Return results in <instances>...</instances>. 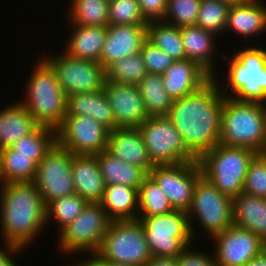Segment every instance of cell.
Returning <instances> with one entry per match:
<instances>
[{"label": "cell", "mask_w": 266, "mask_h": 266, "mask_svg": "<svg viewBox=\"0 0 266 266\" xmlns=\"http://www.w3.org/2000/svg\"><path fill=\"white\" fill-rule=\"evenodd\" d=\"M115 118V128H138L149 117L137 85L106 81L104 85Z\"/></svg>", "instance_id": "e0dca14e"}, {"label": "cell", "mask_w": 266, "mask_h": 266, "mask_svg": "<svg viewBox=\"0 0 266 266\" xmlns=\"http://www.w3.org/2000/svg\"><path fill=\"white\" fill-rule=\"evenodd\" d=\"M225 31L244 36L246 40L263 35L266 31V5L261 0H250L241 5L230 6Z\"/></svg>", "instance_id": "603a6c76"}, {"label": "cell", "mask_w": 266, "mask_h": 266, "mask_svg": "<svg viewBox=\"0 0 266 266\" xmlns=\"http://www.w3.org/2000/svg\"><path fill=\"white\" fill-rule=\"evenodd\" d=\"M175 210L158 184L148 175L139 188L138 217H151Z\"/></svg>", "instance_id": "836d02e7"}, {"label": "cell", "mask_w": 266, "mask_h": 266, "mask_svg": "<svg viewBox=\"0 0 266 266\" xmlns=\"http://www.w3.org/2000/svg\"><path fill=\"white\" fill-rule=\"evenodd\" d=\"M12 104L0 111V150L12 146L39 126L19 101Z\"/></svg>", "instance_id": "83f0119b"}, {"label": "cell", "mask_w": 266, "mask_h": 266, "mask_svg": "<svg viewBox=\"0 0 266 266\" xmlns=\"http://www.w3.org/2000/svg\"><path fill=\"white\" fill-rule=\"evenodd\" d=\"M138 130L154 166L197 161L167 116L147 117Z\"/></svg>", "instance_id": "30bf717a"}, {"label": "cell", "mask_w": 266, "mask_h": 266, "mask_svg": "<svg viewBox=\"0 0 266 266\" xmlns=\"http://www.w3.org/2000/svg\"><path fill=\"white\" fill-rule=\"evenodd\" d=\"M71 172L75 194L88 203H100L106 183L99 168L97 155H74Z\"/></svg>", "instance_id": "44dd1931"}, {"label": "cell", "mask_w": 266, "mask_h": 266, "mask_svg": "<svg viewBox=\"0 0 266 266\" xmlns=\"http://www.w3.org/2000/svg\"><path fill=\"white\" fill-rule=\"evenodd\" d=\"M36 63L24 87L25 99L19 102L39 126L57 130L66 116L67 96L51 66L43 58Z\"/></svg>", "instance_id": "277c9868"}, {"label": "cell", "mask_w": 266, "mask_h": 266, "mask_svg": "<svg viewBox=\"0 0 266 266\" xmlns=\"http://www.w3.org/2000/svg\"><path fill=\"white\" fill-rule=\"evenodd\" d=\"M5 245V248H0V266H18L17 263H15L13 260V256H16L17 253H21L24 250V248L16 246L14 244H10L7 242H3ZM3 249V250H2Z\"/></svg>", "instance_id": "f6af8a7d"}, {"label": "cell", "mask_w": 266, "mask_h": 266, "mask_svg": "<svg viewBox=\"0 0 266 266\" xmlns=\"http://www.w3.org/2000/svg\"><path fill=\"white\" fill-rule=\"evenodd\" d=\"M221 1L229 6H235V5L244 4L246 2H249L250 0H221Z\"/></svg>", "instance_id": "681fc988"}, {"label": "cell", "mask_w": 266, "mask_h": 266, "mask_svg": "<svg viewBox=\"0 0 266 266\" xmlns=\"http://www.w3.org/2000/svg\"><path fill=\"white\" fill-rule=\"evenodd\" d=\"M147 73L140 52L114 61L105 68L106 81L116 83L138 85Z\"/></svg>", "instance_id": "d590c367"}, {"label": "cell", "mask_w": 266, "mask_h": 266, "mask_svg": "<svg viewBox=\"0 0 266 266\" xmlns=\"http://www.w3.org/2000/svg\"><path fill=\"white\" fill-rule=\"evenodd\" d=\"M168 197L175 210L187 212L190 208L194 187L202 175L197 161L176 165L154 166L148 174Z\"/></svg>", "instance_id": "9a60e30c"}, {"label": "cell", "mask_w": 266, "mask_h": 266, "mask_svg": "<svg viewBox=\"0 0 266 266\" xmlns=\"http://www.w3.org/2000/svg\"><path fill=\"white\" fill-rule=\"evenodd\" d=\"M73 156L56 142L39 162L34 183L45 205L54 199L75 194L71 172Z\"/></svg>", "instance_id": "4fadbf2b"}, {"label": "cell", "mask_w": 266, "mask_h": 266, "mask_svg": "<svg viewBox=\"0 0 266 266\" xmlns=\"http://www.w3.org/2000/svg\"><path fill=\"white\" fill-rule=\"evenodd\" d=\"M111 222L100 203H88L82 213L58 233L60 251L67 255L79 252L95 254Z\"/></svg>", "instance_id": "8fae6325"}, {"label": "cell", "mask_w": 266, "mask_h": 266, "mask_svg": "<svg viewBox=\"0 0 266 266\" xmlns=\"http://www.w3.org/2000/svg\"><path fill=\"white\" fill-rule=\"evenodd\" d=\"M95 254L103 261L132 266H145L152 257L138 219L112 221Z\"/></svg>", "instance_id": "52a82bcc"}, {"label": "cell", "mask_w": 266, "mask_h": 266, "mask_svg": "<svg viewBox=\"0 0 266 266\" xmlns=\"http://www.w3.org/2000/svg\"><path fill=\"white\" fill-rule=\"evenodd\" d=\"M217 79L211 77L196 91L173 100L167 115L197 159L219 143L224 95Z\"/></svg>", "instance_id": "6da1fadb"}, {"label": "cell", "mask_w": 266, "mask_h": 266, "mask_svg": "<svg viewBox=\"0 0 266 266\" xmlns=\"http://www.w3.org/2000/svg\"><path fill=\"white\" fill-rule=\"evenodd\" d=\"M229 8L221 0H201L196 26L220 37L225 32Z\"/></svg>", "instance_id": "8d00e7d4"}, {"label": "cell", "mask_w": 266, "mask_h": 266, "mask_svg": "<svg viewBox=\"0 0 266 266\" xmlns=\"http://www.w3.org/2000/svg\"><path fill=\"white\" fill-rule=\"evenodd\" d=\"M137 86L149 117L169 114L173 99L163 86L161 74L147 73Z\"/></svg>", "instance_id": "4dcf8cb0"}, {"label": "cell", "mask_w": 266, "mask_h": 266, "mask_svg": "<svg viewBox=\"0 0 266 266\" xmlns=\"http://www.w3.org/2000/svg\"><path fill=\"white\" fill-rule=\"evenodd\" d=\"M216 266H243L265 248L259 236L250 230L232 225L212 237Z\"/></svg>", "instance_id": "2e32d148"}, {"label": "cell", "mask_w": 266, "mask_h": 266, "mask_svg": "<svg viewBox=\"0 0 266 266\" xmlns=\"http://www.w3.org/2000/svg\"><path fill=\"white\" fill-rule=\"evenodd\" d=\"M257 154L249 148L218 143L197 160L202 175L221 193L233 198L243 192L249 164Z\"/></svg>", "instance_id": "8992f818"}, {"label": "cell", "mask_w": 266, "mask_h": 266, "mask_svg": "<svg viewBox=\"0 0 266 266\" xmlns=\"http://www.w3.org/2000/svg\"><path fill=\"white\" fill-rule=\"evenodd\" d=\"M87 204L78 194L54 199L46 205V224L54 220L58 223L60 233L82 213Z\"/></svg>", "instance_id": "e575fe53"}, {"label": "cell", "mask_w": 266, "mask_h": 266, "mask_svg": "<svg viewBox=\"0 0 266 266\" xmlns=\"http://www.w3.org/2000/svg\"><path fill=\"white\" fill-rule=\"evenodd\" d=\"M148 24L138 0H109L108 25Z\"/></svg>", "instance_id": "ab89813d"}, {"label": "cell", "mask_w": 266, "mask_h": 266, "mask_svg": "<svg viewBox=\"0 0 266 266\" xmlns=\"http://www.w3.org/2000/svg\"><path fill=\"white\" fill-rule=\"evenodd\" d=\"M152 256L178 257L192 244L187 212L173 210L151 217H138Z\"/></svg>", "instance_id": "ba28073f"}, {"label": "cell", "mask_w": 266, "mask_h": 266, "mask_svg": "<svg viewBox=\"0 0 266 266\" xmlns=\"http://www.w3.org/2000/svg\"><path fill=\"white\" fill-rule=\"evenodd\" d=\"M243 192L266 198V153L257 154L250 162Z\"/></svg>", "instance_id": "60d3db41"}, {"label": "cell", "mask_w": 266, "mask_h": 266, "mask_svg": "<svg viewBox=\"0 0 266 266\" xmlns=\"http://www.w3.org/2000/svg\"><path fill=\"white\" fill-rule=\"evenodd\" d=\"M210 78L203 68L189 59L174 61L162 74L163 86L173 100L196 91Z\"/></svg>", "instance_id": "ffe728a7"}, {"label": "cell", "mask_w": 266, "mask_h": 266, "mask_svg": "<svg viewBox=\"0 0 266 266\" xmlns=\"http://www.w3.org/2000/svg\"><path fill=\"white\" fill-rule=\"evenodd\" d=\"M145 266H178L177 257L152 256Z\"/></svg>", "instance_id": "7dc6e473"}, {"label": "cell", "mask_w": 266, "mask_h": 266, "mask_svg": "<svg viewBox=\"0 0 266 266\" xmlns=\"http://www.w3.org/2000/svg\"><path fill=\"white\" fill-rule=\"evenodd\" d=\"M72 25L70 36L65 44L68 56L100 63V55L107 34V26ZM74 29V30H73Z\"/></svg>", "instance_id": "484cf974"}, {"label": "cell", "mask_w": 266, "mask_h": 266, "mask_svg": "<svg viewBox=\"0 0 266 266\" xmlns=\"http://www.w3.org/2000/svg\"><path fill=\"white\" fill-rule=\"evenodd\" d=\"M97 161L106 185L121 184L139 189L148 176L142 168L119 160L107 149L97 154Z\"/></svg>", "instance_id": "f546056e"}, {"label": "cell", "mask_w": 266, "mask_h": 266, "mask_svg": "<svg viewBox=\"0 0 266 266\" xmlns=\"http://www.w3.org/2000/svg\"><path fill=\"white\" fill-rule=\"evenodd\" d=\"M246 45L248 47L240 48V51L233 53L234 56L229 59L226 76L228 86L220 85V89L224 97L265 104L266 48L251 46L249 43Z\"/></svg>", "instance_id": "5b68a950"}, {"label": "cell", "mask_w": 266, "mask_h": 266, "mask_svg": "<svg viewBox=\"0 0 266 266\" xmlns=\"http://www.w3.org/2000/svg\"><path fill=\"white\" fill-rule=\"evenodd\" d=\"M201 0H168L164 22L179 28L196 25Z\"/></svg>", "instance_id": "f35d334b"}, {"label": "cell", "mask_w": 266, "mask_h": 266, "mask_svg": "<svg viewBox=\"0 0 266 266\" xmlns=\"http://www.w3.org/2000/svg\"><path fill=\"white\" fill-rule=\"evenodd\" d=\"M140 54L148 73L162 75L175 61L148 40L143 43Z\"/></svg>", "instance_id": "b9f144b4"}, {"label": "cell", "mask_w": 266, "mask_h": 266, "mask_svg": "<svg viewBox=\"0 0 266 266\" xmlns=\"http://www.w3.org/2000/svg\"><path fill=\"white\" fill-rule=\"evenodd\" d=\"M168 0H138L143 18L149 23L163 21Z\"/></svg>", "instance_id": "ee69618b"}, {"label": "cell", "mask_w": 266, "mask_h": 266, "mask_svg": "<svg viewBox=\"0 0 266 266\" xmlns=\"http://www.w3.org/2000/svg\"><path fill=\"white\" fill-rule=\"evenodd\" d=\"M233 225L250 230L266 242V198L242 192L232 198Z\"/></svg>", "instance_id": "d4e9b609"}, {"label": "cell", "mask_w": 266, "mask_h": 266, "mask_svg": "<svg viewBox=\"0 0 266 266\" xmlns=\"http://www.w3.org/2000/svg\"><path fill=\"white\" fill-rule=\"evenodd\" d=\"M57 142L56 130L46 126H38L32 133L20 138L12 146L17 154L46 155Z\"/></svg>", "instance_id": "74e56055"}, {"label": "cell", "mask_w": 266, "mask_h": 266, "mask_svg": "<svg viewBox=\"0 0 266 266\" xmlns=\"http://www.w3.org/2000/svg\"><path fill=\"white\" fill-rule=\"evenodd\" d=\"M219 143L266 153L265 104L224 97Z\"/></svg>", "instance_id": "3957f363"}, {"label": "cell", "mask_w": 266, "mask_h": 266, "mask_svg": "<svg viewBox=\"0 0 266 266\" xmlns=\"http://www.w3.org/2000/svg\"><path fill=\"white\" fill-rule=\"evenodd\" d=\"M146 40L147 24L108 25L101 65L106 68L114 61L139 53Z\"/></svg>", "instance_id": "ac0fdd59"}, {"label": "cell", "mask_w": 266, "mask_h": 266, "mask_svg": "<svg viewBox=\"0 0 266 266\" xmlns=\"http://www.w3.org/2000/svg\"><path fill=\"white\" fill-rule=\"evenodd\" d=\"M66 116H88L109 130L115 129V118L104 90L67 96Z\"/></svg>", "instance_id": "cb8c5ba5"}, {"label": "cell", "mask_w": 266, "mask_h": 266, "mask_svg": "<svg viewBox=\"0 0 266 266\" xmlns=\"http://www.w3.org/2000/svg\"><path fill=\"white\" fill-rule=\"evenodd\" d=\"M187 247L178 257V266H216L214 255Z\"/></svg>", "instance_id": "7bdbcfd3"}, {"label": "cell", "mask_w": 266, "mask_h": 266, "mask_svg": "<svg viewBox=\"0 0 266 266\" xmlns=\"http://www.w3.org/2000/svg\"><path fill=\"white\" fill-rule=\"evenodd\" d=\"M100 204L112 221L137 220L139 189L121 184L106 185Z\"/></svg>", "instance_id": "4316f807"}, {"label": "cell", "mask_w": 266, "mask_h": 266, "mask_svg": "<svg viewBox=\"0 0 266 266\" xmlns=\"http://www.w3.org/2000/svg\"><path fill=\"white\" fill-rule=\"evenodd\" d=\"M0 187L3 241L25 249L47 226L46 205L34 182L0 183Z\"/></svg>", "instance_id": "7a4b0ae2"}, {"label": "cell", "mask_w": 266, "mask_h": 266, "mask_svg": "<svg viewBox=\"0 0 266 266\" xmlns=\"http://www.w3.org/2000/svg\"><path fill=\"white\" fill-rule=\"evenodd\" d=\"M45 155L17 154L11 147L0 150V183L34 182L39 162Z\"/></svg>", "instance_id": "f1b7e54d"}, {"label": "cell", "mask_w": 266, "mask_h": 266, "mask_svg": "<svg viewBox=\"0 0 266 266\" xmlns=\"http://www.w3.org/2000/svg\"><path fill=\"white\" fill-rule=\"evenodd\" d=\"M68 21L80 26H108L109 0H71Z\"/></svg>", "instance_id": "d6a6232c"}, {"label": "cell", "mask_w": 266, "mask_h": 266, "mask_svg": "<svg viewBox=\"0 0 266 266\" xmlns=\"http://www.w3.org/2000/svg\"><path fill=\"white\" fill-rule=\"evenodd\" d=\"M181 38L186 59L196 62L211 77H216V66L214 65L216 58L214 56L216 57L217 44L214 40H217L218 37L201 27L193 25L181 27Z\"/></svg>", "instance_id": "7402d4cb"}, {"label": "cell", "mask_w": 266, "mask_h": 266, "mask_svg": "<svg viewBox=\"0 0 266 266\" xmlns=\"http://www.w3.org/2000/svg\"><path fill=\"white\" fill-rule=\"evenodd\" d=\"M107 150L119 160L142 168L147 174L154 167L138 128L110 130Z\"/></svg>", "instance_id": "d6986e66"}, {"label": "cell", "mask_w": 266, "mask_h": 266, "mask_svg": "<svg viewBox=\"0 0 266 266\" xmlns=\"http://www.w3.org/2000/svg\"><path fill=\"white\" fill-rule=\"evenodd\" d=\"M147 40L166 52L175 61L186 59L181 28L164 21L147 24Z\"/></svg>", "instance_id": "1f68e13d"}, {"label": "cell", "mask_w": 266, "mask_h": 266, "mask_svg": "<svg viewBox=\"0 0 266 266\" xmlns=\"http://www.w3.org/2000/svg\"><path fill=\"white\" fill-rule=\"evenodd\" d=\"M243 266H266V248Z\"/></svg>", "instance_id": "c3c4849f"}, {"label": "cell", "mask_w": 266, "mask_h": 266, "mask_svg": "<svg viewBox=\"0 0 266 266\" xmlns=\"http://www.w3.org/2000/svg\"><path fill=\"white\" fill-rule=\"evenodd\" d=\"M91 258L88 259L85 258L83 260H79L76 265L77 266H132L128 264H122V263H113L109 261H103L100 259L96 254H90Z\"/></svg>", "instance_id": "bcb514c9"}, {"label": "cell", "mask_w": 266, "mask_h": 266, "mask_svg": "<svg viewBox=\"0 0 266 266\" xmlns=\"http://www.w3.org/2000/svg\"><path fill=\"white\" fill-rule=\"evenodd\" d=\"M110 130L88 116H65L57 143L74 155H97L108 147Z\"/></svg>", "instance_id": "5bb4252c"}, {"label": "cell", "mask_w": 266, "mask_h": 266, "mask_svg": "<svg viewBox=\"0 0 266 266\" xmlns=\"http://www.w3.org/2000/svg\"><path fill=\"white\" fill-rule=\"evenodd\" d=\"M192 237H196L193 220H199L209 237L233 225L232 198L221 193L210 181L201 175L195 184L192 202L187 211ZM196 217V218H195Z\"/></svg>", "instance_id": "9c48e42d"}, {"label": "cell", "mask_w": 266, "mask_h": 266, "mask_svg": "<svg viewBox=\"0 0 266 266\" xmlns=\"http://www.w3.org/2000/svg\"><path fill=\"white\" fill-rule=\"evenodd\" d=\"M46 55L43 59L55 71L57 80L65 95L85 92H96L104 89L106 82L105 68L101 63L77 59L68 56L65 52L62 55Z\"/></svg>", "instance_id": "7c38bea8"}]
</instances>
